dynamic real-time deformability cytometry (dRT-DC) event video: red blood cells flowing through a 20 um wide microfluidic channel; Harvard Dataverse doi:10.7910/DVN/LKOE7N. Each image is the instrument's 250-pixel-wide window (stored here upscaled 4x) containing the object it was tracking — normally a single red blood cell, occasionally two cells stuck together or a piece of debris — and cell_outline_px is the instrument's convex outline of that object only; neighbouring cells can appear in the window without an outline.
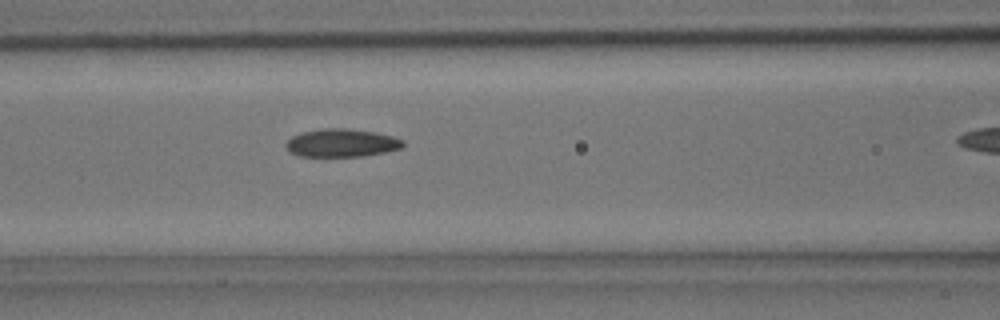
{"species": "common noctule bat (a hibernating species)", "species_latin": "Nyctalus noctula", "temperature_condition": "room temperature", "stored_images_in_passage": 5, "camera_frame_rate_fps": 3000, "um_per_image_px": 0.085, "animal": {"sex": "male", "body_mass_g": 15.6}, "frame": {"image": 1, "passage_image": 4, "time_ms": 1.0, "image_size_px": [1000, 320], "cell_outline_px": [[404, 144], [400, 148], [384, 152], [364, 156], [300, 156], [288, 152], [288, 140], [292, 136], [304, 132], [324, 128], [344, 128], [372, 132], [392, 136], [404, 140]], "centroid_in_image_um": [29.04, 12.15], "position_along_channel_um": 137.6, "area_um2": 18.79}}